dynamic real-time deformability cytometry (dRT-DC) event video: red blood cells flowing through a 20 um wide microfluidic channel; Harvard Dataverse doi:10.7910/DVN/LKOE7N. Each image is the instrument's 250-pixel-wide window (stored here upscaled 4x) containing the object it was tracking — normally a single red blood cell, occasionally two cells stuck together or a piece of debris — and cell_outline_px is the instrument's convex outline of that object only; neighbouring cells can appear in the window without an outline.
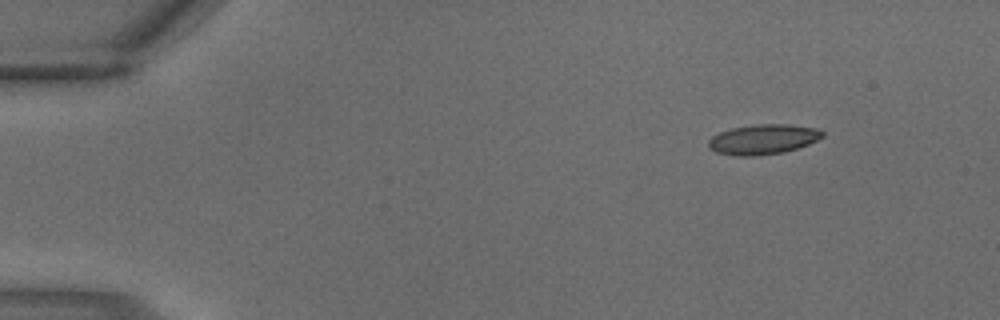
{"species": "common noctule bat (a hibernating species)", "species_latin": "Nyctalus noctula", "temperature_condition": "warm", "stored_images_in_passage": 3, "camera_frame_rate_fps": 3000, "um_per_image_px": 0.085, "animal": {"sex": "male", "body_mass_g": 18.8}, "frame": {"image": 1, "passage_image": 1, "time_ms": 0.0, "image_size_px": [1000, 320], "cell_outline_px": [[824, 136], [808, 144], [784, 152], [756, 156], [736, 156], [716, 152], [708, 148], [708, 140], [712, 136], [720, 132], [732, 128], [756, 124], [788, 124], [820, 128], [824, 132]], "centroid_in_image_um": [64.86, 11.84], "position_along_channel_um": 20.1, "area_um2": 20.06}}